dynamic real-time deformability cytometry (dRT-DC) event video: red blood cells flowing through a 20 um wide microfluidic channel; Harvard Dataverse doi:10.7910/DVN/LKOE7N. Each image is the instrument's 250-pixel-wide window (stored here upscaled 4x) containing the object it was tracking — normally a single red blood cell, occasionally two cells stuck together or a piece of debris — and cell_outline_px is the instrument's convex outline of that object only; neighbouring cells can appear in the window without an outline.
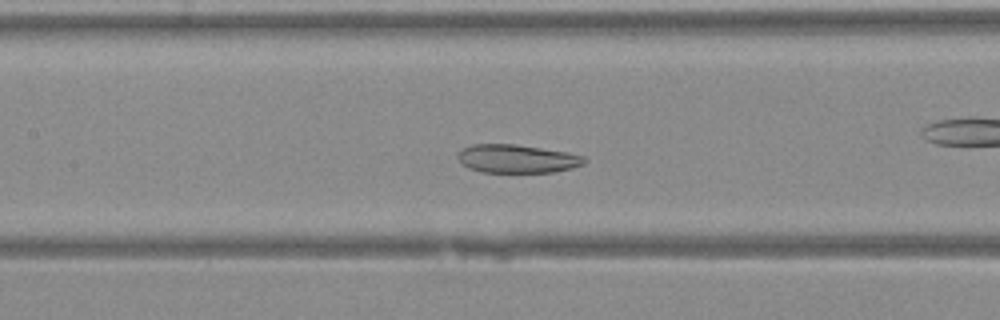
{"species": "Egyptian fruit bat (a non-hibernating species)", "species_latin": "Rousettus aegyptiacus", "temperature_condition": "warm", "stored_images_in_passage": 42, "camera_frame_rate_fps": 3000, "um_per_image_px": 0.085, "animal": {"sex": "female"}, "frame": {"image": 1, "passage_image": 19, "time_ms": 6.0, "image_size_px": [1000, 320], "cell_outline_px": [[588, 160], [584, 164], [572, 168], [556, 172], [480, 172], [468, 168], [460, 164], [456, 156], [464, 148], [472, 144], [516, 144], [568, 152], [584, 156]], "centroid_in_image_um": [43.95, 13.5], "position_along_channel_um": 163.4, "area_um2": 21.15}}
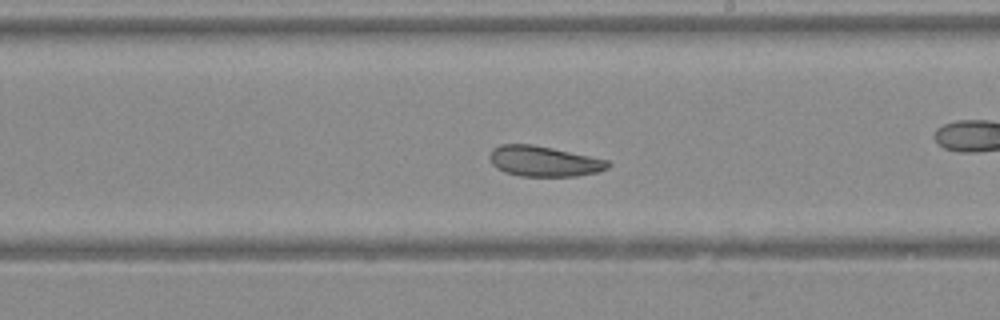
{"frame": {"image": 2, "passage_image": 24, "time_ms": 7.667, "image_size_px": [1000, 320], "cell_outline_px": [[612, 164], [608, 168], [600, 172], [576, 176], [520, 176], [504, 172], [496, 168], [492, 164], [488, 156], [492, 148], [500, 144], [532, 144], [552, 148], [608, 160]], "centroid_in_image_um": [46.21, 13.71], "position_along_channel_um": 242.8, "area_um2": 21.15}}